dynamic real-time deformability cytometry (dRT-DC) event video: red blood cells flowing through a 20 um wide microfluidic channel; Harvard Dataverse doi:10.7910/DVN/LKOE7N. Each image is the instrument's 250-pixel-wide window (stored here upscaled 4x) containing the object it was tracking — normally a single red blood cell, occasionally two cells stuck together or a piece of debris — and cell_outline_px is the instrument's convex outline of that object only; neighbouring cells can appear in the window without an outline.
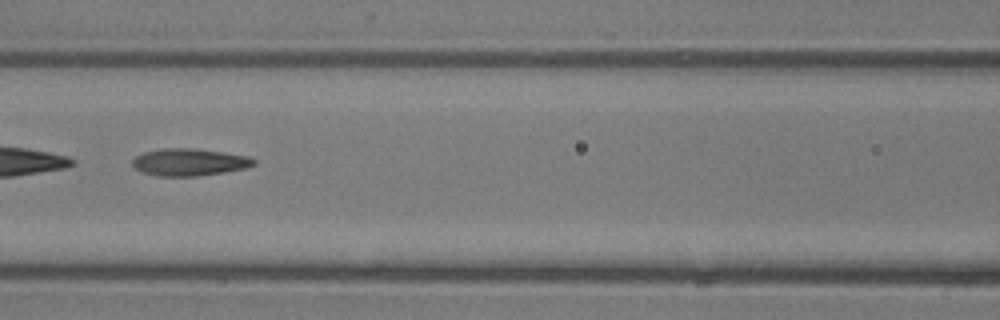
{"species": "common noctule bat (a hibernating species)", "species_latin": "Nyctalus noctula", "temperature_condition": "room temperature", "stored_images_in_passage": 42, "camera_frame_rate_fps": 3000, "um_per_image_px": 0.085, "animal": {"sex": "male", "body_mass_g": 13.3}, "frame": {"image": 1, "passage_image": 19, "time_ms": 6.0, "image_size_px": [1000, 320], "cell_outline_px": [[256, 164], [244, 168], [224, 172], [196, 176], [156, 176], [144, 172], [136, 168], [132, 164], [132, 160], [136, 156], [144, 152], [164, 148], [192, 148], [248, 156], [256, 160]], "centroid_in_image_um": [16.08, 13.78], "position_along_channel_um": 150.5, "area_um2": 19.02}}
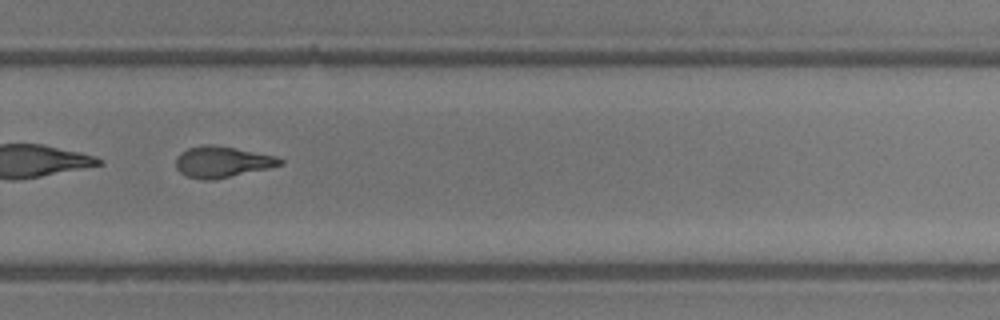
{"frame": {"image": 2, "passage_image": 29, "time_ms": 9.333, "image_size_px": [1000, 320], "cell_outline_px": [[284, 164], [268, 168], [216, 180], [200, 180], [188, 176], [180, 172], [176, 168], [176, 156], [180, 152], [188, 148], [208, 144], [212, 144], [236, 148], [276, 156], [284, 160]], "centroid_in_image_um": [18.88, 13.77], "position_along_channel_um": 310.9, "area_um2": 19.02}}
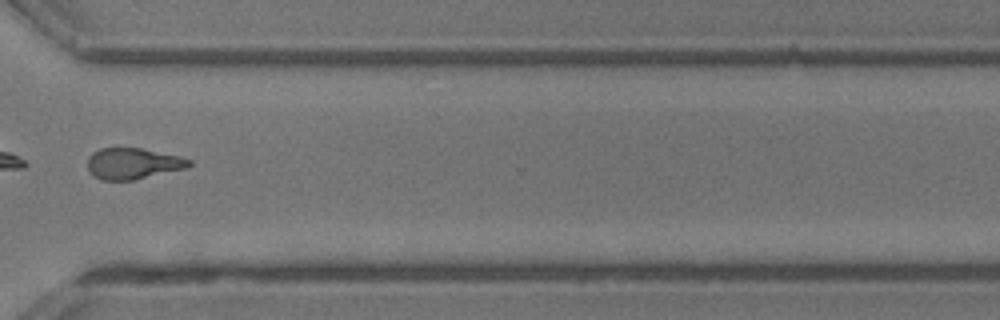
{"frame": {"image": 3, "passage_image": 32, "time_ms": 10.333, "image_size_px": [1000, 320], "cell_outline_px": [[192, 164], [188, 168], [132, 180], [100, 180], [92, 176], [88, 172], [88, 156], [92, 152], [100, 148], [140, 148], [180, 156], [192, 160]], "centroid_in_image_um": [11.29, 13.9], "position_along_channel_um": 359.3, "area_um2": 18.61}, "authors_computed_cell_mechanics": {"area_um2": 19.5653, "velocity_mm_per_s": 4.828, "shape_relaxation_time_tau1_ms": 7.6348, "shape_relaxation_time_tau2_ms": 1.6956, "deformation_change_tau1": 0.2608, "deformation_change_tau2": 0.1074}}